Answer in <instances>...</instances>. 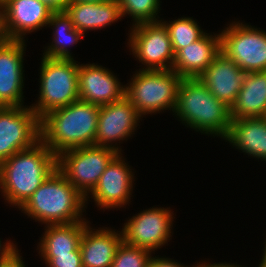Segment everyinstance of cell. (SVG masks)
<instances>
[{"mask_svg": "<svg viewBox=\"0 0 266 267\" xmlns=\"http://www.w3.org/2000/svg\"><path fill=\"white\" fill-rule=\"evenodd\" d=\"M57 169V156L40 140L0 163V192L20 208Z\"/></svg>", "mask_w": 266, "mask_h": 267, "instance_id": "cell-1", "label": "cell"}, {"mask_svg": "<svg viewBox=\"0 0 266 267\" xmlns=\"http://www.w3.org/2000/svg\"><path fill=\"white\" fill-rule=\"evenodd\" d=\"M100 106L78 99L40 119V140L58 156L63 151L92 146Z\"/></svg>", "mask_w": 266, "mask_h": 267, "instance_id": "cell-2", "label": "cell"}, {"mask_svg": "<svg viewBox=\"0 0 266 267\" xmlns=\"http://www.w3.org/2000/svg\"><path fill=\"white\" fill-rule=\"evenodd\" d=\"M181 123L201 134L225 139L230 130V108L219 101L199 78H183L173 111Z\"/></svg>", "mask_w": 266, "mask_h": 267, "instance_id": "cell-3", "label": "cell"}, {"mask_svg": "<svg viewBox=\"0 0 266 267\" xmlns=\"http://www.w3.org/2000/svg\"><path fill=\"white\" fill-rule=\"evenodd\" d=\"M85 197L56 169L19 208L41 224H68L83 221Z\"/></svg>", "mask_w": 266, "mask_h": 267, "instance_id": "cell-4", "label": "cell"}, {"mask_svg": "<svg viewBox=\"0 0 266 267\" xmlns=\"http://www.w3.org/2000/svg\"><path fill=\"white\" fill-rule=\"evenodd\" d=\"M183 78L170 70H136L131 81L126 84L125 96L138 114L148 116L164 110L174 111L177 91Z\"/></svg>", "mask_w": 266, "mask_h": 267, "instance_id": "cell-5", "label": "cell"}, {"mask_svg": "<svg viewBox=\"0 0 266 267\" xmlns=\"http://www.w3.org/2000/svg\"><path fill=\"white\" fill-rule=\"evenodd\" d=\"M39 97L30 105L39 119L47 113L79 99L78 69L75 59L41 58Z\"/></svg>", "mask_w": 266, "mask_h": 267, "instance_id": "cell-6", "label": "cell"}, {"mask_svg": "<svg viewBox=\"0 0 266 267\" xmlns=\"http://www.w3.org/2000/svg\"><path fill=\"white\" fill-rule=\"evenodd\" d=\"M118 153L95 145L69 149L57 156V169L86 198Z\"/></svg>", "mask_w": 266, "mask_h": 267, "instance_id": "cell-7", "label": "cell"}, {"mask_svg": "<svg viewBox=\"0 0 266 267\" xmlns=\"http://www.w3.org/2000/svg\"><path fill=\"white\" fill-rule=\"evenodd\" d=\"M227 25L219 31L221 52L246 73L266 71V31L239 21Z\"/></svg>", "mask_w": 266, "mask_h": 267, "instance_id": "cell-8", "label": "cell"}, {"mask_svg": "<svg viewBox=\"0 0 266 267\" xmlns=\"http://www.w3.org/2000/svg\"><path fill=\"white\" fill-rule=\"evenodd\" d=\"M129 50L142 63V70L172 69L175 52L168 31L161 21L141 23L130 27Z\"/></svg>", "mask_w": 266, "mask_h": 267, "instance_id": "cell-9", "label": "cell"}, {"mask_svg": "<svg viewBox=\"0 0 266 267\" xmlns=\"http://www.w3.org/2000/svg\"><path fill=\"white\" fill-rule=\"evenodd\" d=\"M40 141V119L30 106L0 107V163Z\"/></svg>", "mask_w": 266, "mask_h": 267, "instance_id": "cell-10", "label": "cell"}, {"mask_svg": "<svg viewBox=\"0 0 266 267\" xmlns=\"http://www.w3.org/2000/svg\"><path fill=\"white\" fill-rule=\"evenodd\" d=\"M170 207H152L128 218L121 229L123 241L154 253L172 237L173 216Z\"/></svg>", "mask_w": 266, "mask_h": 267, "instance_id": "cell-11", "label": "cell"}, {"mask_svg": "<svg viewBox=\"0 0 266 267\" xmlns=\"http://www.w3.org/2000/svg\"><path fill=\"white\" fill-rule=\"evenodd\" d=\"M52 13L39 0H0V38L26 41V35L47 28Z\"/></svg>", "mask_w": 266, "mask_h": 267, "instance_id": "cell-12", "label": "cell"}, {"mask_svg": "<svg viewBox=\"0 0 266 267\" xmlns=\"http://www.w3.org/2000/svg\"><path fill=\"white\" fill-rule=\"evenodd\" d=\"M140 120L141 116L126 96L100 106L94 145L113 148L122 153L121 146L117 145L118 141L121 143L130 139L131 135L135 134Z\"/></svg>", "mask_w": 266, "mask_h": 267, "instance_id": "cell-13", "label": "cell"}, {"mask_svg": "<svg viewBox=\"0 0 266 267\" xmlns=\"http://www.w3.org/2000/svg\"><path fill=\"white\" fill-rule=\"evenodd\" d=\"M121 155L123 154L118 153L107 166L96 187L85 198L86 205L90 201V195L95 204L104 211L129 205L135 181L134 172Z\"/></svg>", "mask_w": 266, "mask_h": 267, "instance_id": "cell-14", "label": "cell"}, {"mask_svg": "<svg viewBox=\"0 0 266 267\" xmlns=\"http://www.w3.org/2000/svg\"><path fill=\"white\" fill-rule=\"evenodd\" d=\"M25 43L0 38V107L24 106Z\"/></svg>", "mask_w": 266, "mask_h": 267, "instance_id": "cell-15", "label": "cell"}, {"mask_svg": "<svg viewBox=\"0 0 266 267\" xmlns=\"http://www.w3.org/2000/svg\"><path fill=\"white\" fill-rule=\"evenodd\" d=\"M123 85L111 70L97 63L80 64L78 69L79 99L102 106L118 101L125 96Z\"/></svg>", "mask_w": 266, "mask_h": 267, "instance_id": "cell-16", "label": "cell"}, {"mask_svg": "<svg viewBox=\"0 0 266 267\" xmlns=\"http://www.w3.org/2000/svg\"><path fill=\"white\" fill-rule=\"evenodd\" d=\"M245 75L232 59L220 52L199 79L219 101L231 108Z\"/></svg>", "mask_w": 266, "mask_h": 267, "instance_id": "cell-17", "label": "cell"}, {"mask_svg": "<svg viewBox=\"0 0 266 267\" xmlns=\"http://www.w3.org/2000/svg\"><path fill=\"white\" fill-rule=\"evenodd\" d=\"M220 52V32L214 35L206 32L175 54L172 70L182 78H199Z\"/></svg>", "mask_w": 266, "mask_h": 267, "instance_id": "cell-18", "label": "cell"}, {"mask_svg": "<svg viewBox=\"0 0 266 267\" xmlns=\"http://www.w3.org/2000/svg\"><path fill=\"white\" fill-rule=\"evenodd\" d=\"M122 241L121 231L105 226L93 229L88 223L84 227L80 242L82 266L111 267Z\"/></svg>", "mask_w": 266, "mask_h": 267, "instance_id": "cell-19", "label": "cell"}, {"mask_svg": "<svg viewBox=\"0 0 266 267\" xmlns=\"http://www.w3.org/2000/svg\"><path fill=\"white\" fill-rule=\"evenodd\" d=\"M65 12L71 18L73 27L83 34L89 30L103 29L119 19L122 20L118 0L97 3L69 1Z\"/></svg>", "mask_w": 266, "mask_h": 267, "instance_id": "cell-20", "label": "cell"}, {"mask_svg": "<svg viewBox=\"0 0 266 267\" xmlns=\"http://www.w3.org/2000/svg\"><path fill=\"white\" fill-rule=\"evenodd\" d=\"M224 140L248 156L266 162V117L231 119Z\"/></svg>", "mask_w": 266, "mask_h": 267, "instance_id": "cell-21", "label": "cell"}, {"mask_svg": "<svg viewBox=\"0 0 266 267\" xmlns=\"http://www.w3.org/2000/svg\"><path fill=\"white\" fill-rule=\"evenodd\" d=\"M231 119L266 117V71L246 73L230 108Z\"/></svg>", "mask_w": 266, "mask_h": 267, "instance_id": "cell-22", "label": "cell"}, {"mask_svg": "<svg viewBox=\"0 0 266 267\" xmlns=\"http://www.w3.org/2000/svg\"><path fill=\"white\" fill-rule=\"evenodd\" d=\"M90 223L86 219L68 224L45 225L44 235L37 245L40 255H63L80 251L84 227Z\"/></svg>", "mask_w": 266, "mask_h": 267, "instance_id": "cell-23", "label": "cell"}, {"mask_svg": "<svg viewBox=\"0 0 266 267\" xmlns=\"http://www.w3.org/2000/svg\"><path fill=\"white\" fill-rule=\"evenodd\" d=\"M50 26L54 29L52 42L45 47L42 56L51 59H74L69 48L77 44L85 35L73 27L71 18L65 11L53 12L48 22V27Z\"/></svg>", "mask_w": 266, "mask_h": 267, "instance_id": "cell-24", "label": "cell"}, {"mask_svg": "<svg viewBox=\"0 0 266 267\" xmlns=\"http://www.w3.org/2000/svg\"><path fill=\"white\" fill-rule=\"evenodd\" d=\"M160 21L165 25L168 31L175 54L181 48L200 39L206 33L193 17H180L173 21L160 19Z\"/></svg>", "mask_w": 266, "mask_h": 267, "instance_id": "cell-25", "label": "cell"}, {"mask_svg": "<svg viewBox=\"0 0 266 267\" xmlns=\"http://www.w3.org/2000/svg\"><path fill=\"white\" fill-rule=\"evenodd\" d=\"M122 18L132 17V26L160 21V0H118ZM126 15V16H125Z\"/></svg>", "mask_w": 266, "mask_h": 267, "instance_id": "cell-26", "label": "cell"}, {"mask_svg": "<svg viewBox=\"0 0 266 267\" xmlns=\"http://www.w3.org/2000/svg\"><path fill=\"white\" fill-rule=\"evenodd\" d=\"M152 251L122 241L111 267H148Z\"/></svg>", "mask_w": 266, "mask_h": 267, "instance_id": "cell-27", "label": "cell"}, {"mask_svg": "<svg viewBox=\"0 0 266 267\" xmlns=\"http://www.w3.org/2000/svg\"><path fill=\"white\" fill-rule=\"evenodd\" d=\"M48 267H83L80 251L63 255H39Z\"/></svg>", "mask_w": 266, "mask_h": 267, "instance_id": "cell-28", "label": "cell"}, {"mask_svg": "<svg viewBox=\"0 0 266 267\" xmlns=\"http://www.w3.org/2000/svg\"><path fill=\"white\" fill-rule=\"evenodd\" d=\"M18 254H20V250L17 248V245L11 240H6L3 245L0 239V264H6L12 261Z\"/></svg>", "mask_w": 266, "mask_h": 267, "instance_id": "cell-29", "label": "cell"}, {"mask_svg": "<svg viewBox=\"0 0 266 267\" xmlns=\"http://www.w3.org/2000/svg\"><path fill=\"white\" fill-rule=\"evenodd\" d=\"M177 260H173L171 258L153 256L150 258L148 263V267H188L189 265H185L183 263L176 262ZM189 267H197V265H192Z\"/></svg>", "mask_w": 266, "mask_h": 267, "instance_id": "cell-30", "label": "cell"}, {"mask_svg": "<svg viewBox=\"0 0 266 267\" xmlns=\"http://www.w3.org/2000/svg\"><path fill=\"white\" fill-rule=\"evenodd\" d=\"M53 12H63L70 0H39Z\"/></svg>", "mask_w": 266, "mask_h": 267, "instance_id": "cell-31", "label": "cell"}, {"mask_svg": "<svg viewBox=\"0 0 266 267\" xmlns=\"http://www.w3.org/2000/svg\"><path fill=\"white\" fill-rule=\"evenodd\" d=\"M207 261H203V262H197V267H242L241 265H237V264H232V263H206ZM244 267V266H243Z\"/></svg>", "mask_w": 266, "mask_h": 267, "instance_id": "cell-32", "label": "cell"}, {"mask_svg": "<svg viewBox=\"0 0 266 267\" xmlns=\"http://www.w3.org/2000/svg\"><path fill=\"white\" fill-rule=\"evenodd\" d=\"M18 254L12 261L6 264H0V267H25V262L23 261V257Z\"/></svg>", "mask_w": 266, "mask_h": 267, "instance_id": "cell-33", "label": "cell"}, {"mask_svg": "<svg viewBox=\"0 0 266 267\" xmlns=\"http://www.w3.org/2000/svg\"><path fill=\"white\" fill-rule=\"evenodd\" d=\"M264 253L262 255V259H260V264L258 265V267H266V241H265V245H264V249H263Z\"/></svg>", "mask_w": 266, "mask_h": 267, "instance_id": "cell-34", "label": "cell"}, {"mask_svg": "<svg viewBox=\"0 0 266 267\" xmlns=\"http://www.w3.org/2000/svg\"><path fill=\"white\" fill-rule=\"evenodd\" d=\"M70 1L97 3V2H103V1H108V0H70Z\"/></svg>", "mask_w": 266, "mask_h": 267, "instance_id": "cell-35", "label": "cell"}]
</instances>
